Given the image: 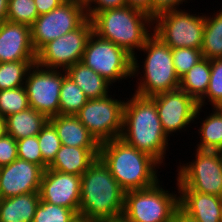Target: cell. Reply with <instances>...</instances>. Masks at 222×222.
I'll use <instances>...</instances> for the list:
<instances>
[{
  "instance_id": "46",
  "label": "cell",
  "mask_w": 222,
  "mask_h": 222,
  "mask_svg": "<svg viewBox=\"0 0 222 222\" xmlns=\"http://www.w3.org/2000/svg\"><path fill=\"white\" fill-rule=\"evenodd\" d=\"M77 1H80L82 3H86L88 0H77Z\"/></svg>"
},
{
  "instance_id": "24",
  "label": "cell",
  "mask_w": 222,
  "mask_h": 222,
  "mask_svg": "<svg viewBox=\"0 0 222 222\" xmlns=\"http://www.w3.org/2000/svg\"><path fill=\"white\" fill-rule=\"evenodd\" d=\"M211 77V60L201 59L181 79L180 89L197 102L206 94Z\"/></svg>"
},
{
  "instance_id": "29",
  "label": "cell",
  "mask_w": 222,
  "mask_h": 222,
  "mask_svg": "<svg viewBox=\"0 0 222 222\" xmlns=\"http://www.w3.org/2000/svg\"><path fill=\"white\" fill-rule=\"evenodd\" d=\"M78 217L72 209L40 200L32 222H73Z\"/></svg>"
},
{
  "instance_id": "42",
  "label": "cell",
  "mask_w": 222,
  "mask_h": 222,
  "mask_svg": "<svg viewBox=\"0 0 222 222\" xmlns=\"http://www.w3.org/2000/svg\"><path fill=\"white\" fill-rule=\"evenodd\" d=\"M9 0H0V24L7 21Z\"/></svg>"
},
{
  "instance_id": "2",
  "label": "cell",
  "mask_w": 222,
  "mask_h": 222,
  "mask_svg": "<svg viewBox=\"0 0 222 222\" xmlns=\"http://www.w3.org/2000/svg\"><path fill=\"white\" fill-rule=\"evenodd\" d=\"M125 191L97 157L81 176L78 215L90 222H106L123 215Z\"/></svg>"
},
{
  "instance_id": "19",
  "label": "cell",
  "mask_w": 222,
  "mask_h": 222,
  "mask_svg": "<svg viewBox=\"0 0 222 222\" xmlns=\"http://www.w3.org/2000/svg\"><path fill=\"white\" fill-rule=\"evenodd\" d=\"M99 148H78L62 145L49 169L82 176L97 159Z\"/></svg>"
},
{
  "instance_id": "14",
  "label": "cell",
  "mask_w": 222,
  "mask_h": 222,
  "mask_svg": "<svg viewBox=\"0 0 222 222\" xmlns=\"http://www.w3.org/2000/svg\"><path fill=\"white\" fill-rule=\"evenodd\" d=\"M151 98L155 101L162 128L169 138L174 136L172 133L190 127V123L199 119L203 111L198 102L180 88Z\"/></svg>"
},
{
  "instance_id": "16",
  "label": "cell",
  "mask_w": 222,
  "mask_h": 222,
  "mask_svg": "<svg viewBox=\"0 0 222 222\" xmlns=\"http://www.w3.org/2000/svg\"><path fill=\"white\" fill-rule=\"evenodd\" d=\"M43 173L41 166L20 158L0 167L1 198L39 192Z\"/></svg>"
},
{
  "instance_id": "32",
  "label": "cell",
  "mask_w": 222,
  "mask_h": 222,
  "mask_svg": "<svg viewBox=\"0 0 222 222\" xmlns=\"http://www.w3.org/2000/svg\"><path fill=\"white\" fill-rule=\"evenodd\" d=\"M37 137L43 161L49 166L62 146L57 130L48 120Z\"/></svg>"
},
{
  "instance_id": "27",
  "label": "cell",
  "mask_w": 222,
  "mask_h": 222,
  "mask_svg": "<svg viewBox=\"0 0 222 222\" xmlns=\"http://www.w3.org/2000/svg\"><path fill=\"white\" fill-rule=\"evenodd\" d=\"M88 98L84 92L63 70V83L60 90L59 114L76 115L86 104Z\"/></svg>"
},
{
  "instance_id": "30",
  "label": "cell",
  "mask_w": 222,
  "mask_h": 222,
  "mask_svg": "<svg viewBox=\"0 0 222 222\" xmlns=\"http://www.w3.org/2000/svg\"><path fill=\"white\" fill-rule=\"evenodd\" d=\"M29 102L24 86L9 90H0V115L7 117L13 113L28 109Z\"/></svg>"
},
{
  "instance_id": "13",
  "label": "cell",
  "mask_w": 222,
  "mask_h": 222,
  "mask_svg": "<svg viewBox=\"0 0 222 222\" xmlns=\"http://www.w3.org/2000/svg\"><path fill=\"white\" fill-rule=\"evenodd\" d=\"M63 70L47 69L34 64L28 71L24 87L29 106L48 119L59 115Z\"/></svg>"
},
{
  "instance_id": "7",
  "label": "cell",
  "mask_w": 222,
  "mask_h": 222,
  "mask_svg": "<svg viewBox=\"0 0 222 222\" xmlns=\"http://www.w3.org/2000/svg\"><path fill=\"white\" fill-rule=\"evenodd\" d=\"M153 24V34L171 49L202 47L205 15L191 14L180 8L157 15Z\"/></svg>"
},
{
  "instance_id": "31",
  "label": "cell",
  "mask_w": 222,
  "mask_h": 222,
  "mask_svg": "<svg viewBox=\"0 0 222 222\" xmlns=\"http://www.w3.org/2000/svg\"><path fill=\"white\" fill-rule=\"evenodd\" d=\"M211 102L213 107L222 106V58L211 59V77L206 94L198 101V105L203 107Z\"/></svg>"
},
{
  "instance_id": "40",
  "label": "cell",
  "mask_w": 222,
  "mask_h": 222,
  "mask_svg": "<svg viewBox=\"0 0 222 222\" xmlns=\"http://www.w3.org/2000/svg\"><path fill=\"white\" fill-rule=\"evenodd\" d=\"M127 6L140 10L152 17L153 0H126Z\"/></svg>"
},
{
  "instance_id": "1",
  "label": "cell",
  "mask_w": 222,
  "mask_h": 222,
  "mask_svg": "<svg viewBox=\"0 0 222 222\" xmlns=\"http://www.w3.org/2000/svg\"><path fill=\"white\" fill-rule=\"evenodd\" d=\"M131 96L124 103L120 138L137 150L149 154L162 165L170 138L162 128L155 101L151 97L134 93Z\"/></svg>"
},
{
  "instance_id": "37",
  "label": "cell",
  "mask_w": 222,
  "mask_h": 222,
  "mask_svg": "<svg viewBox=\"0 0 222 222\" xmlns=\"http://www.w3.org/2000/svg\"><path fill=\"white\" fill-rule=\"evenodd\" d=\"M18 158L16 140L6 134L0 138V167L10 164Z\"/></svg>"
},
{
  "instance_id": "33",
  "label": "cell",
  "mask_w": 222,
  "mask_h": 222,
  "mask_svg": "<svg viewBox=\"0 0 222 222\" xmlns=\"http://www.w3.org/2000/svg\"><path fill=\"white\" fill-rule=\"evenodd\" d=\"M38 16L34 0H9L8 21L31 27Z\"/></svg>"
},
{
  "instance_id": "26",
  "label": "cell",
  "mask_w": 222,
  "mask_h": 222,
  "mask_svg": "<svg viewBox=\"0 0 222 222\" xmlns=\"http://www.w3.org/2000/svg\"><path fill=\"white\" fill-rule=\"evenodd\" d=\"M203 58H222V9L213 15L205 14V28L201 47Z\"/></svg>"
},
{
  "instance_id": "44",
  "label": "cell",
  "mask_w": 222,
  "mask_h": 222,
  "mask_svg": "<svg viewBox=\"0 0 222 222\" xmlns=\"http://www.w3.org/2000/svg\"><path fill=\"white\" fill-rule=\"evenodd\" d=\"M106 222H132V221L128 220L126 217L121 215V216L115 217L112 220L106 221Z\"/></svg>"
},
{
  "instance_id": "6",
  "label": "cell",
  "mask_w": 222,
  "mask_h": 222,
  "mask_svg": "<svg viewBox=\"0 0 222 222\" xmlns=\"http://www.w3.org/2000/svg\"><path fill=\"white\" fill-rule=\"evenodd\" d=\"M160 184L159 180L149 188L125 192L123 216L132 222H172L179 209V190L170 193Z\"/></svg>"
},
{
  "instance_id": "23",
  "label": "cell",
  "mask_w": 222,
  "mask_h": 222,
  "mask_svg": "<svg viewBox=\"0 0 222 222\" xmlns=\"http://www.w3.org/2000/svg\"><path fill=\"white\" fill-rule=\"evenodd\" d=\"M48 120L44 114L29 107L6 117L7 134L15 140L37 136Z\"/></svg>"
},
{
  "instance_id": "8",
  "label": "cell",
  "mask_w": 222,
  "mask_h": 222,
  "mask_svg": "<svg viewBox=\"0 0 222 222\" xmlns=\"http://www.w3.org/2000/svg\"><path fill=\"white\" fill-rule=\"evenodd\" d=\"M195 151V160L177 169V190L222 197V151Z\"/></svg>"
},
{
  "instance_id": "4",
  "label": "cell",
  "mask_w": 222,
  "mask_h": 222,
  "mask_svg": "<svg viewBox=\"0 0 222 222\" xmlns=\"http://www.w3.org/2000/svg\"><path fill=\"white\" fill-rule=\"evenodd\" d=\"M91 20L95 34L120 46L132 57H137L135 49L139 51L153 34V18L130 6L98 12Z\"/></svg>"
},
{
  "instance_id": "36",
  "label": "cell",
  "mask_w": 222,
  "mask_h": 222,
  "mask_svg": "<svg viewBox=\"0 0 222 222\" xmlns=\"http://www.w3.org/2000/svg\"><path fill=\"white\" fill-rule=\"evenodd\" d=\"M126 6V0H88L85 3L86 16L92 19L98 12Z\"/></svg>"
},
{
  "instance_id": "38",
  "label": "cell",
  "mask_w": 222,
  "mask_h": 222,
  "mask_svg": "<svg viewBox=\"0 0 222 222\" xmlns=\"http://www.w3.org/2000/svg\"><path fill=\"white\" fill-rule=\"evenodd\" d=\"M187 1L186 0H153L152 18L166 11L180 9L179 5L181 6L183 2H187Z\"/></svg>"
},
{
  "instance_id": "47",
  "label": "cell",
  "mask_w": 222,
  "mask_h": 222,
  "mask_svg": "<svg viewBox=\"0 0 222 222\" xmlns=\"http://www.w3.org/2000/svg\"><path fill=\"white\" fill-rule=\"evenodd\" d=\"M221 112H222V106H220V107H217Z\"/></svg>"
},
{
  "instance_id": "12",
  "label": "cell",
  "mask_w": 222,
  "mask_h": 222,
  "mask_svg": "<svg viewBox=\"0 0 222 222\" xmlns=\"http://www.w3.org/2000/svg\"><path fill=\"white\" fill-rule=\"evenodd\" d=\"M92 32V20L87 18L77 29L45 44L37 52L36 64L47 69L66 71L73 64L82 61Z\"/></svg>"
},
{
  "instance_id": "39",
  "label": "cell",
  "mask_w": 222,
  "mask_h": 222,
  "mask_svg": "<svg viewBox=\"0 0 222 222\" xmlns=\"http://www.w3.org/2000/svg\"><path fill=\"white\" fill-rule=\"evenodd\" d=\"M65 0H34L39 15L49 13Z\"/></svg>"
},
{
  "instance_id": "5",
  "label": "cell",
  "mask_w": 222,
  "mask_h": 222,
  "mask_svg": "<svg viewBox=\"0 0 222 222\" xmlns=\"http://www.w3.org/2000/svg\"><path fill=\"white\" fill-rule=\"evenodd\" d=\"M146 54L140 65L137 57H133V78L140 74L134 94L153 97L180 87L172 59V49L152 34L139 50ZM140 65V66H139ZM142 66V67H141ZM140 67L143 69L141 72ZM140 81V82H139Z\"/></svg>"
},
{
  "instance_id": "20",
  "label": "cell",
  "mask_w": 222,
  "mask_h": 222,
  "mask_svg": "<svg viewBox=\"0 0 222 222\" xmlns=\"http://www.w3.org/2000/svg\"><path fill=\"white\" fill-rule=\"evenodd\" d=\"M57 130L62 145L78 148H100V144L79 121L76 115H63L49 118Z\"/></svg>"
},
{
  "instance_id": "25",
  "label": "cell",
  "mask_w": 222,
  "mask_h": 222,
  "mask_svg": "<svg viewBox=\"0 0 222 222\" xmlns=\"http://www.w3.org/2000/svg\"><path fill=\"white\" fill-rule=\"evenodd\" d=\"M198 133V150L222 151V112L213 107L211 113L201 121Z\"/></svg>"
},
{
  "instance_id": "18",
  "label": "cell",
  "mask_w": 222,
  "mask_h": 222,
  "mask_svg": "<svg viewBox=\"0 0 222 222\" xmlns=\"http://www.w3.org/2000/svg\"><path fill=\"white\" fill-rule=\"evenodd\" d=\"M179 208L198 222H222V197L179 191Z\"/></svg>"
},
{
  "instance_id": "22",
  "label": "cell",
  "mask_w": 222,
  "mask_h": 222,
  "mask_svg": "<svg viewBox=\"0 0 222 222\" xmlns=\"http://www.w3.org/2000/svg\"><path fill=\"white\" fill-rule=\"evenodd\" d=\"M66 74L84 92L88 99L106 97L113 86L100 74L94 72L83 62H78L66 70Z\"/></svg>"
},
{
  "instance_id": "43",
  "label": "cell",
  "mask_w": 222,
  "mask_h": 222,
  "mask_svg": "<svg viewBox=\"0 0 222 222\" xmlns=\"http://www.w3.org/2000/svg\"><path fill=\"white\" fill-rule=\"evenodd\" d=\"M7 134L6 118L0 115V138Z\"/></svg>"
},
{
  "instance_id": "3",
  "label": "cell",
  "mask_w": 222,
  "mask_h": 222,
  "mask_svg": "<svg viewBox=\"0 0 222 222\" xmlns=\"http://www.w3.org/2000/svg\"><path fill=\"white\" fill-rule=\"evenodd\" d=\"M98 157L125 192L149 188L159 181L161 164L120 137L101 143Z\"/></svg>"
},
{
  "instance_id": "17",
  "label": "cell",
  "mask_w": 222,
  "mask_h": 222,
  "mask_svg": "<svg viewBox=\"0 0 222 222\" xmlns=\"http://www.w3.org/2000/svg\"><path fill=\"white\" fill-rule=\"evenodd\" d=\"M36 56L29 26L8 20L0 24V63L36 60Z\"/></svg>"
},
{
  "instance_id": "28",
  "label": "cell",
  "mask_w": 222,
  "mask_h": 222,
  "mask_svg": "<svg viewBox=\"0 0 222 222\" xmlns=\"http://www.w3.org/2000/svg\"><path fill=\"white\" fill-rule=\"evenodd\" d=\"M34 64H36V60L0 63V90L24 86L27 73Z\"/></svg>"
},
{
  "instance_id": "10",
  "label": "cell",
  "mask_w": 222,
  "mask_h": 222,
  "mask_svg": "<svg viewBox=\"0 0 222 222\" xmlns=\"http://www.w3.org/2000/svg\"><path fill=\"white\" fill-rule=\"evenodd\" d=\"M111 96L88 99L76 114L99 144L121 137L123 130L125 100Z\"/></svg>"
},
{
  "instance_id": "11",
  "label": "cell",
  "mask_w": 222,
  "mask_h": 222,
  "mask_svg": "<svg viewBox=\"0 0 222 222\" xmlns=\"http://www.w3.org/2000/svg\"><path fill=\"white\" fill-rule=\"evenodd\" d=\"M87 19L85 3L65 0L49 13L39 15L31 28L36 53L48 42L77 29Z\"/></svg>"
},
{
  "instance_id": "9",
  "label": "cell",
  "mask_w": 222,
  "mask_h": 222,
  "mask_svg": "<svg viewBox=\"0 0 222 222\" xmlns=\"http://www.w3.org/2000/svg\"><path fill=\"white\" fill-rule=\"evenodd\" d=\"M112 85L133 77V57L111 41L92 32L86 43L82 61Z\"/></svg>"
},
{
  "instance_id": "21",
  "label": "cell",
  "mask_w": 222,
  "mask_h": 222,
  "mask_svg": "<svg viewBox=\"0 0 222 222\" xmlns=\"http://www.w3.org/2000/svg\"><path fill=\"white\" fill-rule=\"evenodd\" d=\"M39 202V192L1 199L0 222H32Z\"/></svg>"
},
{
  "instance_id": "41",
  "label": "cell",
  "mask_w": 222,
  "mask_h": 222,
  "mask_svg": "<svg viewBox=\"0 0 222 222\" xmlns=\"http://www.w3.org/2000/svg\"><path fill=\"white\" fill-rule=\"evenodd\" d=\"M172 222H198L195 219L188 216L180 208L175 212Z\"/></svg>"
},
{
  "instance_id": "34",
  "label": "cell",
  "mask_w": 222,
  "mask_h": 222,
  "mask_svg": "<svg viewBox=\"0 0 222 222\" xmlns=\"http://www.w3.org/2000/svg\"><path fill=\"white\" fill-rule=\"evenodd\" d=\"M172 59L177 76L181 79L195 64L203 59L201 49L175 48L172 49Z\"/></svg>"
},
{
  "instance_id": "35",
  "label": "cell",
  "mask_w": 222,
  "mask_h": 222,
  "mask_svg": "<svg viewBox=\"0 0 222 222\" xmlns=\"http://www.w3.org/2000/svg\"><path fill=\"white\" fill-rule=\"evenodd\" d=\"M16 142L18 158L37 164L44 170L48 168V165L43 161L37 136H29L16 140Z\"/></svg>"
},
{
  "instance_id": "45",
  "label": "cell",
  "mask_w": 222,
  "mask_h": 222,
  "mask_svg": "<svg viewBox=\"0 0 222 222\" xmlns=\"http://www.w3.org/2000/svg\"><path fill=\"white\" fill-rule=\"evenodd\" d=\"M73 222H90L87 219L83 218V217H78L76 220H74Z\"/></svg>"
},
{
  "instance_id": "15",
  "label": "cell",
  "mask_w": 222,
  "mask_h": 222,
  "mask_svg": "<svg viewBox=\"0 0 222 222\" xmlns=\"http://www.w3.org/2000/svg\"><path fill=\"white\" fill-rule=\"evenodd\" d=\"M40 200L74 210L81 199V176L45 169L40 184Z\"/></svg>"
}]
</instances>
